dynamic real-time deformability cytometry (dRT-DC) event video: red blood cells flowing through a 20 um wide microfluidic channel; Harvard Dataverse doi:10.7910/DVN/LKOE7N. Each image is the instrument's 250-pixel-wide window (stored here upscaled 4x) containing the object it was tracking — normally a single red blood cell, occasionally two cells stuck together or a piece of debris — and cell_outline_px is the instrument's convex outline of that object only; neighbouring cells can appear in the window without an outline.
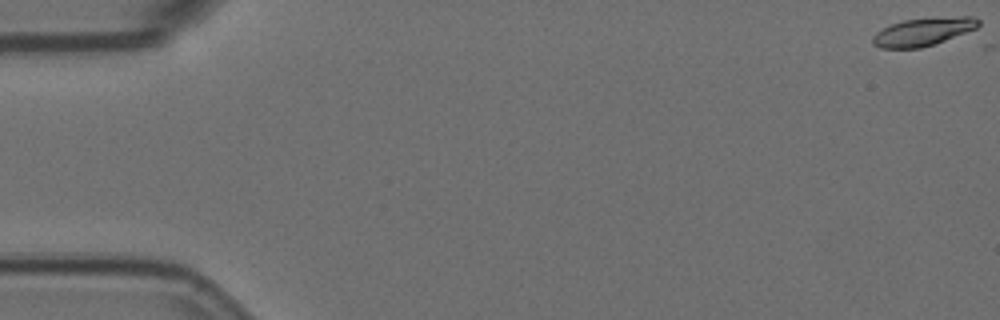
{"species": "Egyptian fruit bat (a non-hibernating species)", "species_latin": "Rousettus aegyptiacus", "temperature_condition": "room temperature", "stored_images_in_passage": 2, "camera_frame_rate_fps": 3000, "um_per_image_px": 0.085, "animal": {"sex": "female"}, "frame": {"image": 1, "passage_image": 1, "time_ms": 0.0, "image_size_px": [1000, 320], "cell_outline_px": [[980, 24], [976, 28], [944, 40], [920, 48], [880, 48], [872, 44], [872, 36], [876, 32], [892, 24], [904, 20], [960, 16], [972, 16], [980, 20]], "centroid_in_image_um": [78.44, 2.7], "position_along_channel_um": 6.6, "area_um2": 16.94}}